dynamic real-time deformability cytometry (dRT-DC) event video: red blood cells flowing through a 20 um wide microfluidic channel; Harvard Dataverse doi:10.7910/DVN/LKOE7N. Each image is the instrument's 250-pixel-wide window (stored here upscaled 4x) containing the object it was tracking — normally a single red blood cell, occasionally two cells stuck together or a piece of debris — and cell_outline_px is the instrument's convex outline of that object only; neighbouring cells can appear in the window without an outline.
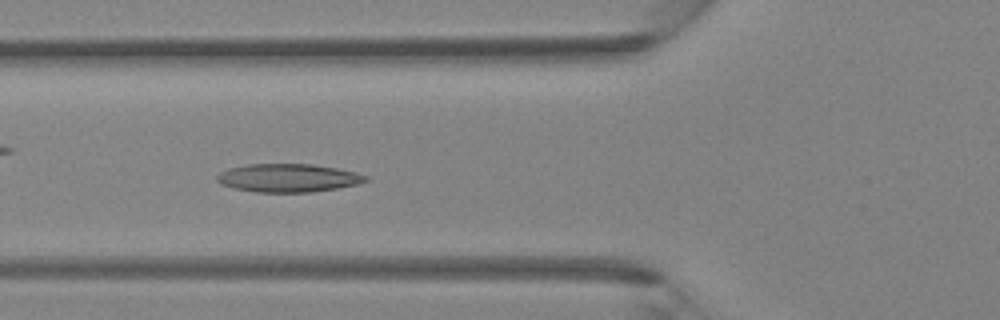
{"species": "Egyptian fruit bat (a non-hibernating species)", "species_latin": "Rousettus aegyptiacus", "temperature_condition": "room temperature", "stored_images_in_passage": 43, "camera_frame_rate_fps": 3000, "um_per_image_px": 0.085, "animal": {"sex": "female"}, "frame": {"image": 1, "passage_image": 16, "time_ms": 5.0, "image_size_px": [1000, 320], "cell_outline_px": [[368, 180], [356, 184], [336, 188], [312, 192], [256, 192], [232, 188], [220, 184], [216, 180], [216, 176], [220, 172], [228, 168], [248, 164], [312, 164], [336, 168], [356, 172], [368, 176]], "centroid_in_image_um": [24.45, 15.12], "position_along_channel_um": 101.4, "area_um2": 24.51}}
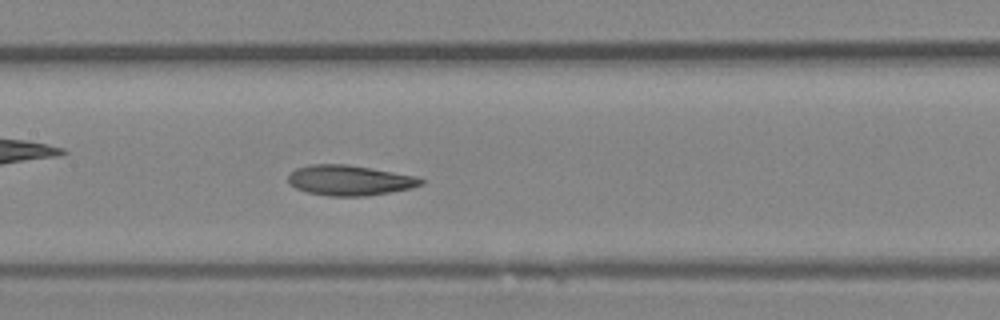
{"frame": {"image": 2, "passage_image": 21, "time_ms": 6.667, "image_size_px": [1000, 320], "cell_outline_px": [[424, 184], [412, 188], [364, 196], [328, 196], [308, 192], [296, 188], [288, 184], [288, 176], [296, 168], [308, 164], [348, 164], [416, 176], [424, 180]], "centroid_in_image_um": [29.7, 15.32], "position_along_channel_um": 177.7, "area_um2": 23.41}}
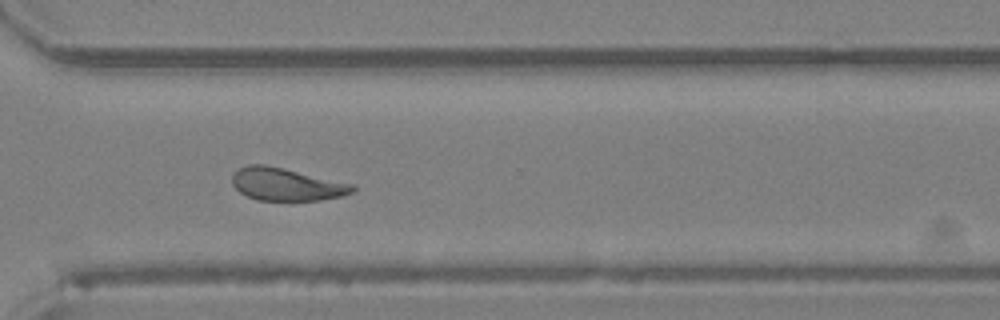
{"frame": {"image": 3, "passage_image": 32, "time_ms": 10.333, "image_size_px": [1000, 320], "cell_outline_px": [[356, 188], [352, 192], [344, 196], [320, 200], [256, 200], [240, 192], [232, 184], [232, 176], [240, 168], [248, 164], [264, 164], [284, 168], [352, 184]], "centroid_in_image_um": [24.34, 15.67], "position_along_channel_um": 346.3, "area_um2": 22.72}}